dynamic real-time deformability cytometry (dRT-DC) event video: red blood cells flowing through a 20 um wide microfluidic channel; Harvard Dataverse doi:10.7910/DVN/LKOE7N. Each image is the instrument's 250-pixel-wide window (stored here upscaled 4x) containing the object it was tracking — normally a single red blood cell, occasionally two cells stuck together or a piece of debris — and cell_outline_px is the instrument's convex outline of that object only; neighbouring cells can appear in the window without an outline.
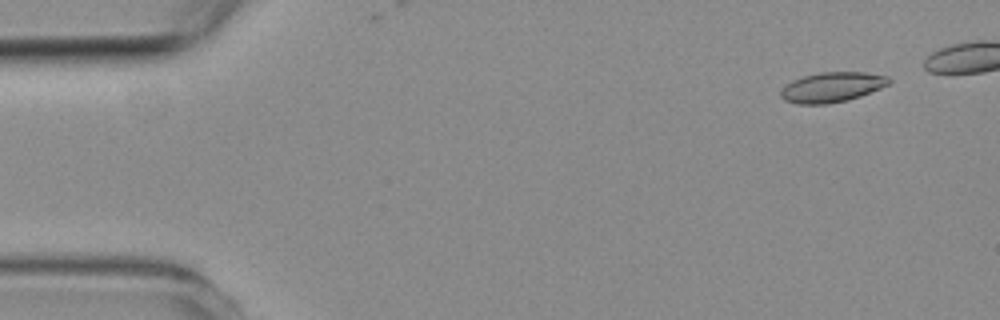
{"species": "common noctule bat (a hibernating species)", "species_latin": "Nyctalus noctula", "temperature_condition": "room temperature", "stored_images_in_passage": 5, "camera_frame_rate_fps": 3000, "um_per_image_px": 0.085, "animal": {"sex": "female", "body_mass_g": 19.3, "forearm_length_mm": 54.1}, "frame": {"image": 1, "passage_image": 1, "time_ms": 0.0, "image_size_px": [1000, 320], "cell_outline_px": [[892, 80], [888, 84], [880, 88], [860, 96], [848, 100], [824, 104], [800, 104], [784, 100], [780, 96], [780, 92], [792, 80], [804, 76], [820, 72], [864, 72], [888, 76]], "centroid_in_image_um": [70.73, 7.4], "position_along_channel_um": 14.3, "area_um2": 18.73}}